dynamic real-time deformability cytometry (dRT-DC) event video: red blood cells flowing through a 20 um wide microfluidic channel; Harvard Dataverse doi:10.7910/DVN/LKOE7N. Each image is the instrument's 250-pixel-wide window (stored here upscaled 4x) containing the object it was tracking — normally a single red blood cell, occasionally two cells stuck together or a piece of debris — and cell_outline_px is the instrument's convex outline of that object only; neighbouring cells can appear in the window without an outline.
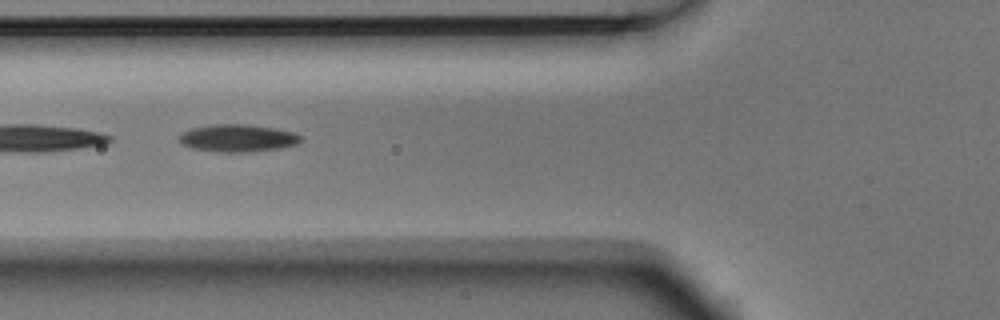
{"species": "Egyptian fruit bat (a non-hibernating species)", "species_latin": "Rousettus aegyptiacus", "temperature_condition": "room temperature", "stored_images_in_passage": 7, "camera_frame_rate_fps": 3000, "um_per_image_px": 0.085, "animal": {"sex": "male"}, "frame": {"image": 1, "passage_image": 3, "time_ms": 0.667, "image_size_px": [1000, 320], "cell_outline_px": [[304, 140], [296, 144], [280, 148], [248, 152], [216, 152], [192, 148], [180, 144], [180, 132], [192, 128], [212, 124], [248, 124], [276, 128], [296, 132], [304, 136]], "centroid_in_image_um": [20.25, 11.73], "position_along_channel_um": 105.6, "area_um2": 19.83}}
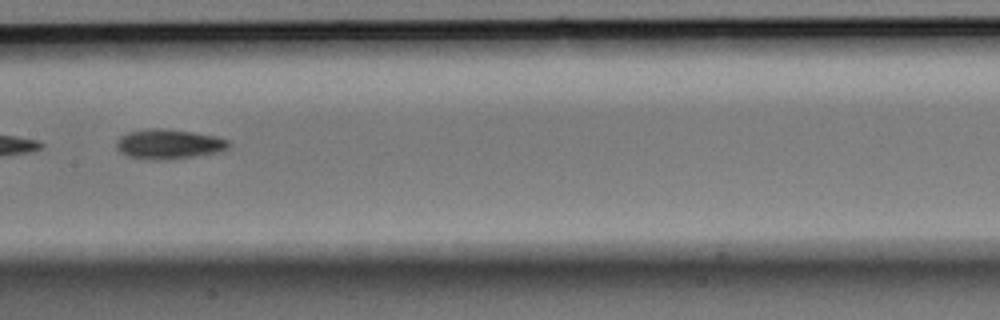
{"frame": {"image": 2, "passage_image": 5, "time_ms": 1.333, "image_size_px": [1000, 320], "cell_outline_px": [[232, 144], [224, 152], [168, 160], [148, 160], [128, 156], [120, 152], [116, 148], [116, 144], [120, 136], [128, 132], [148, 128], [168, 128], [216, 136], [228, 140]], "centroid_in_image_um": [14.38, 12.25], "position_along_channel_um": 193.0, "area_um2": 19.94}}
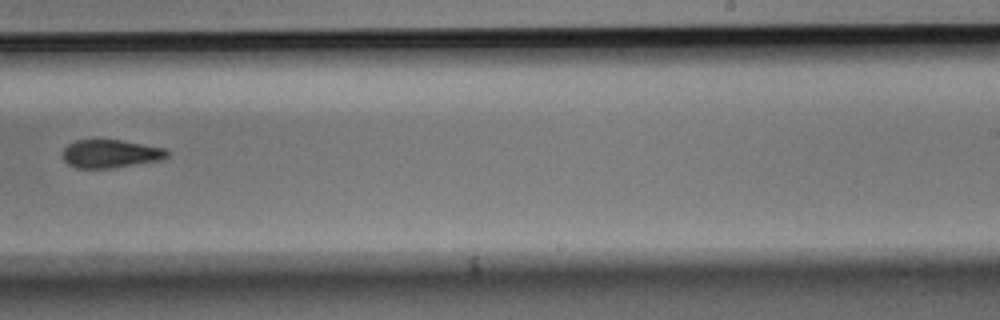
{"frame": {"image": 3, "passage_image": 7, "time_ms": 2.0, "image_size_px": [1000, 320], "cell_outline_px": [[172, 152], [168, 156], [160, 160], [108, 168], [76, 168], [68, 164], [64, 160], [64, 148], [68, 144], [76, 140], [120, 140], [164, 148]], "centroid_in_image_um": [9.4, 13.06], "position_along_channel_um": 279.6, "area_um2": 16.94}}